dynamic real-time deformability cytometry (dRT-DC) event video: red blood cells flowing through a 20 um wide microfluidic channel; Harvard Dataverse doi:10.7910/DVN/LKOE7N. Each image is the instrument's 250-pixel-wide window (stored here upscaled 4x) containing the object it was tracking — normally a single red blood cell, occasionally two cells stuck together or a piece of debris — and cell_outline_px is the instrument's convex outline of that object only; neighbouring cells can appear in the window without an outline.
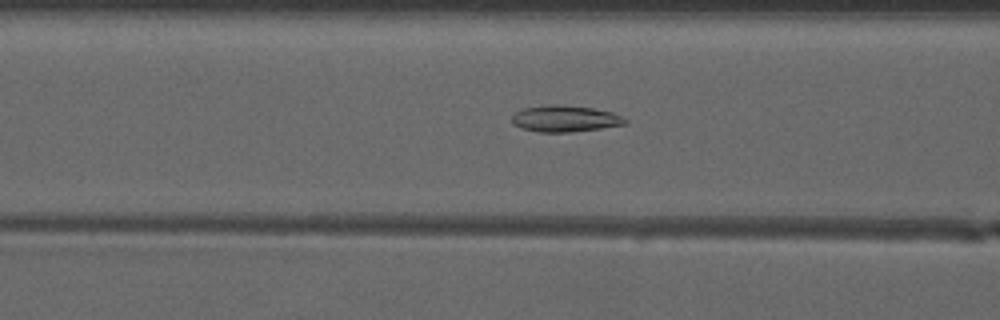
{"species": "common noctule bat (a hibernating species)", "species_latin": "Nyctalus noctula", "temperature_condition": "warm", "stored_images_in_passage": 50, "camera_frame_rate_fps": 3000, "um_per_image_px": 0.085, "animal": {"sex": "male", "forearm_length_mm": 52.5}, "frame": {"image": 1, "passage_image": 21, "time_ms": 6.667, "image_size_px": [1000, 320], "cell_outline_px": [[628, 124], [572, 132], [540, 132], [520, 128], [512, 124], [512, 116], [520, 108], [544, 104], [552, 104], [592, 108], [612, 112], [628, 120]], "centroid_in_image_um": [47.98, 10.08], "position_along_channel_um": 118.6, "area_um2": 17.57}}
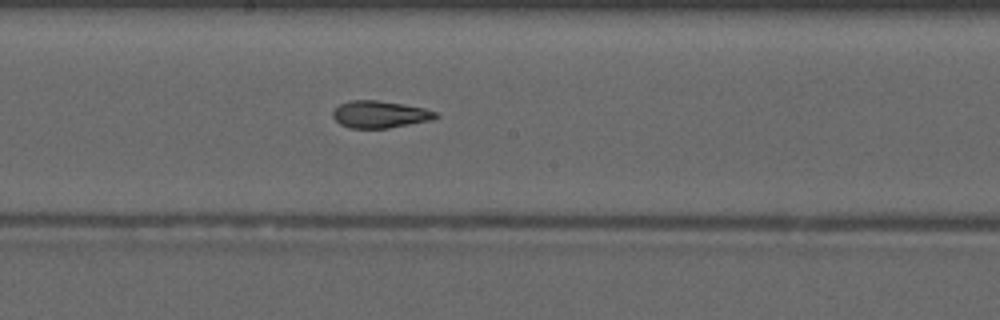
{"frame": {"image": 2, "passage_image": 28, "time_ms": 9.0, "image_size_px": [1000, 320], "cell_outline_px": [[440, 116], [436, 120], [388, 128], [352, 128], [340, 124], [332, 116], [332, 112], [340, 104], [352, 100], [376, 100], [424, 108], [436, 112]], "centroid_in_image_um": [32.33, 9.73], "position_along_channel_um": 215.9, "area_um2": 16.24}}
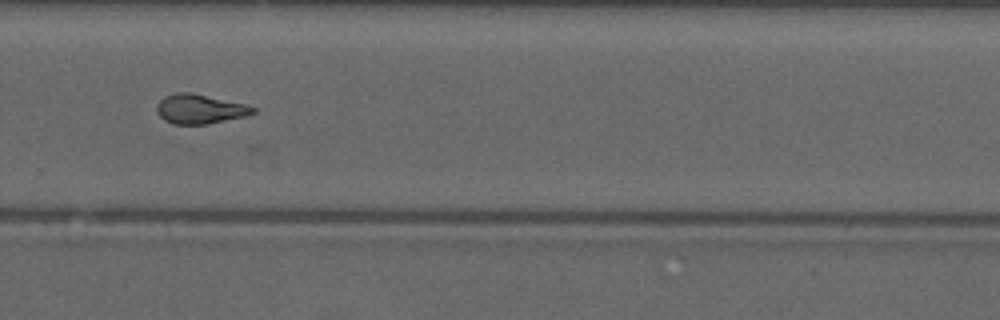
{"frame": {"image": 3, "passage_image": 35, "time_ms": 11.333, "image_size_px": [1000, 320], "cell_outline_px": [[256, 112], [244, 116], [208, 124], [172, 124], [164, 120], [156, 112], [156, 104], [164, 96], [176, 92], [192, 92], [244, 104], [256, 108]], "centroid_in_image_um": [16.94, 9.26], "position_along_channel_um": 312.9, "area_um2": 16.53}, "authors_computed_cell_mechanics": {"area_um2": 16.9354, "velocity_mm_per_s": 4.184, "shape_relaxation_time_tau1_ms": null, "shape_relaxation_time_tau2_ms": 2.0686, "deformation_change_tau1": null, "deformation_change_tau2": 0.1064}}